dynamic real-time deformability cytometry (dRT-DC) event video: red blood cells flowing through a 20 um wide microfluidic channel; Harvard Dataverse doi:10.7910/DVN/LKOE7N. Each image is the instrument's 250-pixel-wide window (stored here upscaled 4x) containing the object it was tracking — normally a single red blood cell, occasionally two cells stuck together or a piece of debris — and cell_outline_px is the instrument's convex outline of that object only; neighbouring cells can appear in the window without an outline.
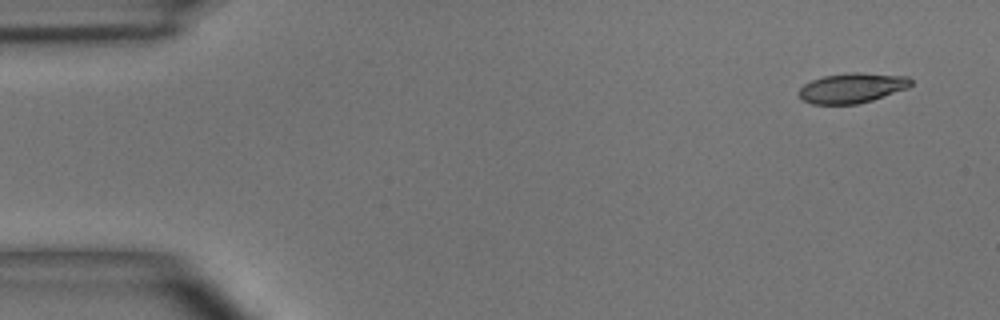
{"species": "common noctule bat (a hibernating species)", "species_latin": "Nyctalus noctula", "temperature_condition": "room temperature", "stored_images_in_passage": 4, "camera_frame_rate_fps": 3000, "um_per_image_px": 0.085, "animal": {"sex": "male", "body_mass_g": 15.6}, "frame": {"image": 1, "passage_image": 1, "time_ms": 0.0, "image_size_px": [1000, 320], "cell_outline_px": [[912, 84], [908, 88], [872, 100], [856, 104], [812, 104], [804, 100], [800, 96], [800, 88], [804, 84], [812, 80], [824, 76], [852, 72], [860, 72], [908, 76], [912, 80]], "centroid_in_image_um": [72.46, 7.47], "position_along_channel_um": 12.5, "area_um2": 19.48}}
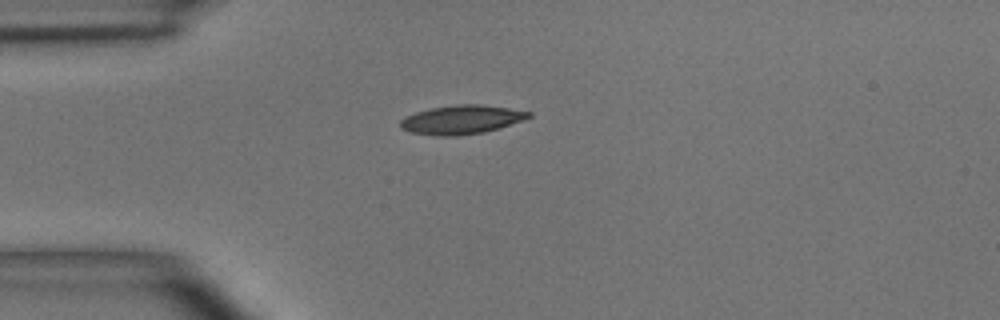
{"frame": {"image": 2, "passage_image": 4, "time_ms": 3.333, "image_size_px": [1000, 320], "cell_outline_px": [[532, 116], [484, 132], [456, 136], [436, 136], [412, 132], [400, 128], [400, 120], [416, 112], [432, 108], [456, 104], [480, 104], [508, 108], [532, 112]], "centroid_in_image_um": [39.2, 10.17], "position_along_channel_um": 45.8, "area_um2": 21.21}}